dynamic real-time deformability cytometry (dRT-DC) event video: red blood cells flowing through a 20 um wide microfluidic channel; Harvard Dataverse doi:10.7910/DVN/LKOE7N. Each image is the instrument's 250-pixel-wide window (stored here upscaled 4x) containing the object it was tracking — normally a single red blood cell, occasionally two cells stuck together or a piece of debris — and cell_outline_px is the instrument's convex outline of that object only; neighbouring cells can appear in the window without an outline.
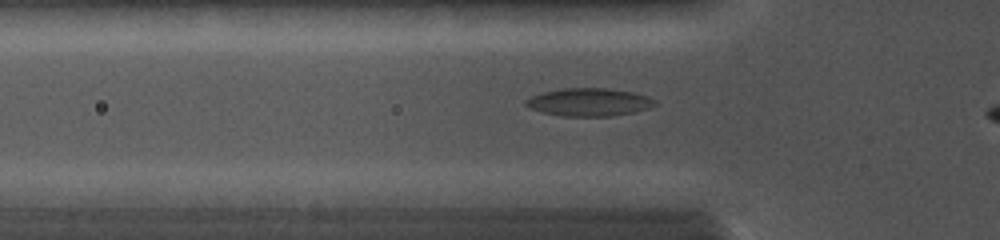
{"species": "common noctule bat (a hibernating species)", "species_latin": "Nyctalus noctula", "temperature_condition": "cold", "stored_images_in_passage": 32, "camera_frame_rate_fps": 5000, "um_per_image_px": 0.085, "animal": {"sex": "female", "body_mass_g": 19.0, "forearm_length_mm": 56.7}, "frame": {"image": 1, "passage_image": 5, "time_ms": 0.4, "image_size_px": [1000, 240], "cell_outline_px": [[656, 104], [648, 108], [632, 112], [612, 116], [560, 116], [544, 112], [532, 108], [524, 104], [524, 100], [532, 96], [544, 92], [564, 88], [608, 88], [632, 92], [648, 96], [656, 100]], "centroid_in_image_um": [50.08, 8.68], "position_along_channel_um": 75.7, "area_um2": 20.81}}
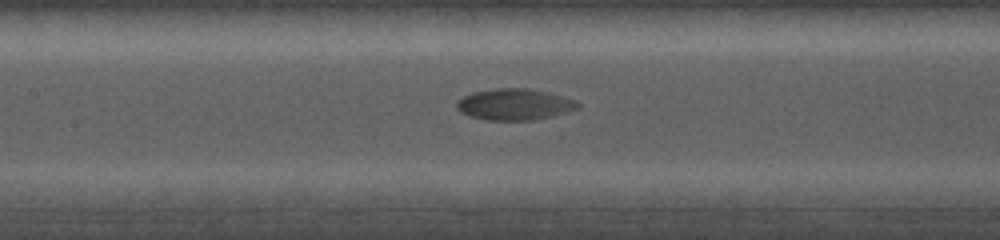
{"frame": {"image": 2, "passage_image": 19, "time_ms": 2.6, "image_size_px": [1000, 240], "cell_outline_px": [[580, 108], [568, 112], [552, 116], [532, 120], [488, 120], [472, 116], [460, 112], [456, 108], [456, 100], [472, 92], [496, 88], [528, 88], [548, 92], [576, 100], [580, 104]], "centroid_in_image_um": [43.75, 8.87], "position_along_channel_um": 163.7, "area_um2": 22.2}}
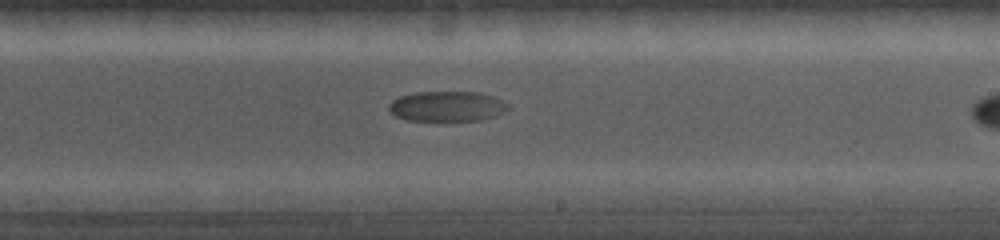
{"frame": {"image": 3, "passage_image": 31, "time_ms": 4.8, "image_size_px": [1000, 240], "cell_outline_px": [[512, 108], [496, 116], [480, 120], [408, 120], [396, 116], [388, 108], [388, 104], [392, 100], [400, 96], [416, 92], [480, 92], [504, 100]], "centroid_in_image_um": [38.05, 9.03], "position_along_channel_um": 251.0, "area_um2": 21.04}}